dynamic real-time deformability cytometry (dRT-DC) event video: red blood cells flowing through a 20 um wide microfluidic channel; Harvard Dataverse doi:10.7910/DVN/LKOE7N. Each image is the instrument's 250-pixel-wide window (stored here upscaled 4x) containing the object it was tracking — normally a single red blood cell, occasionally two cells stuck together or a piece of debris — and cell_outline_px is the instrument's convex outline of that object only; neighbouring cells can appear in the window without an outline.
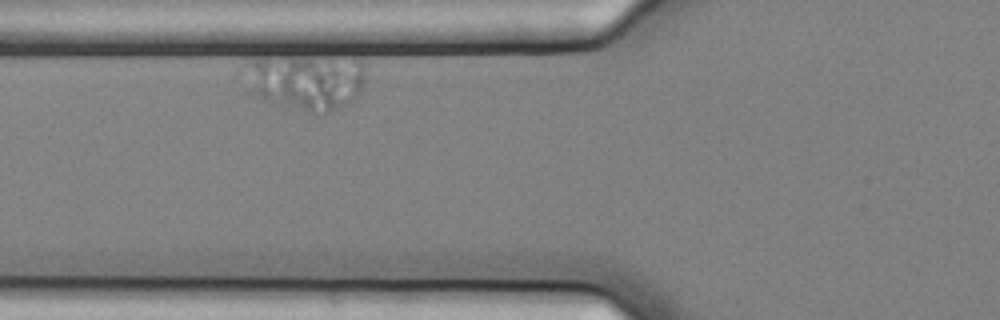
{"species": "common noctule bat (a hibernating species)", "species_latin": "Nyctalus noctula", "temperature_condition": "cold", "stored_images_in_passage": 40, "camera_frame_rate_fps": 3000, "um_per_image_px": 0.085, "animal": {"sex": "female", "body_mass_g": 25.1}, "frame": {"image": 1, "passage_image": 6, "time_ms": 1.667, "image_size_px": [1000, 320], "cell_outline_px": [[364, 88], [348, 104], [324, 112], [260, 100], [252, 96], [252, 60], [292, 56], [308, 56], [364, 60]], "centroid_in_image_um": [26.17, 6.92], "position_along_channel_um": 99.6, "area_um2": 37.8}}
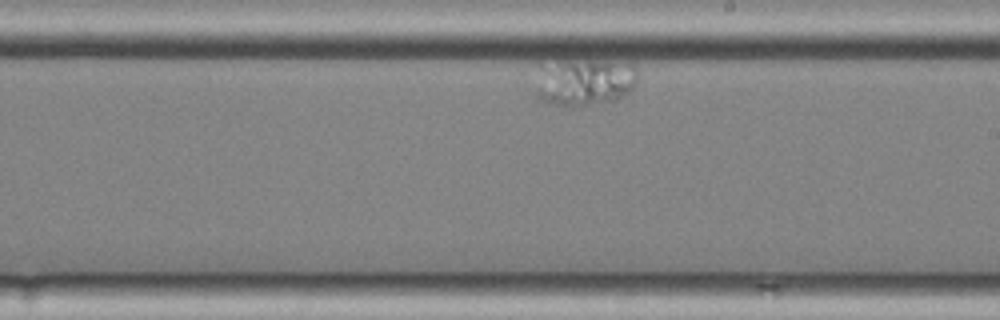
{"frame": {"image": 2, "passage_image": 24, "time_ms": 7.667, "image_size_px": [1000, 320], "cell_outline_px": [[636, 84], [632, 92], [616, 100], [588, 104], [552, 104], [540, 100], [532, 96], [560, 64], [568, 60], [608, 60], [632, 64], [636, 68]], "centroid_in_image_um": [49.97, 7.01], "position_along_channel_um": 239.0, "area_um2": 26.07}}
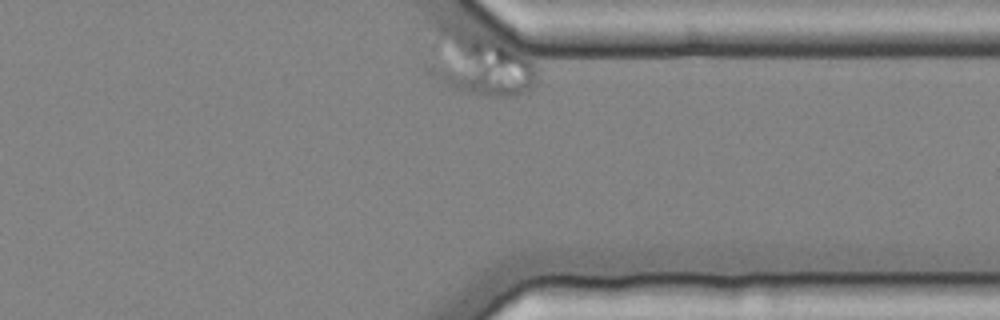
{"frame": {"image": 3, "passage_image": 40, "time_ms": 13.0, "image_size_px": [1000, 320], "cell_outline_px": [[536, 80], [532, 88], [520, 96], [484, 96], [456, 88], [444, 84], [436, 80], [424, 68], [436, 24], [460, 20], [500, 40], [520, 52], [532, 60], [536, 64]], "centroid_in_image_um": [40.63, 5.27], "position_along_channel_um": 370.8, "area_um2": 42.83}}